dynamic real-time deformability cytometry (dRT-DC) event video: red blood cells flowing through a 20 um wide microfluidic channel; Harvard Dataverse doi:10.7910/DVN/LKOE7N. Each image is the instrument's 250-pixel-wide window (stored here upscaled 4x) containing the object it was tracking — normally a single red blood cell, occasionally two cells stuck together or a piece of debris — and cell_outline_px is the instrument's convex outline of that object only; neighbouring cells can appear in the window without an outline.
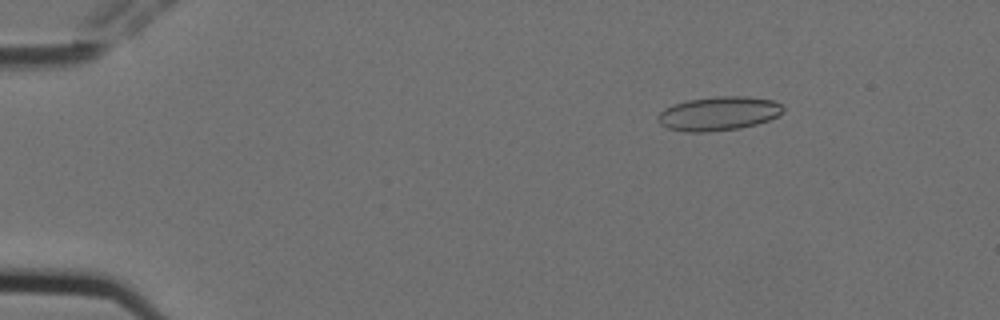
{"species": "Egyptian fruit bat (a non-hibernating species)", "species_latin": "Rousettus aegyptiacus", "temperature_condition": "cold", "stored_images_in_passage": 5, "camera_frame_rate_fps": 3000, "um_per_image_px": 0.085, "animal": {"sex": "female"}, "frame": {"image": 1, "passage_image": 3, "time_ms": 0.667, "image_size_px": [1000, 320], "cell_outline_px": [[784, 112], [768, 120], [756, 124], [740, 128], [708, 132], [684, 132], [668, 128], [660, 124], [656, 120], [656, 116], [664, 108], [672, 104], [688, 100], [716, 96], [748, 96], [772, 100], [780, 104], [784, 108]], "centroid_in_image_um": [61.04, 9.65], "position_along_channel_um": 24.0, "area_um2": 24.97}}